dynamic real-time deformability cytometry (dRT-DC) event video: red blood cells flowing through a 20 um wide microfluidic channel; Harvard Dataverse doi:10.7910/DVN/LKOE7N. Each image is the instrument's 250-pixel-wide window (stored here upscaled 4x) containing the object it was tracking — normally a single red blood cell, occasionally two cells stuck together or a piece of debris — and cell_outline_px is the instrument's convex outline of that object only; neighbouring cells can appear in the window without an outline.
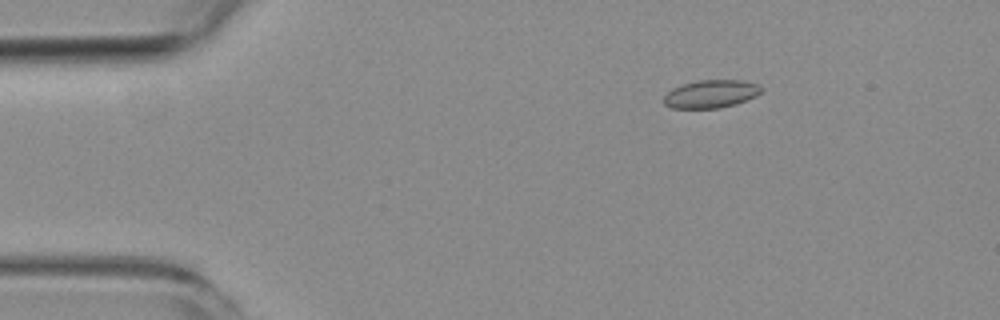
{"species": "common noctule bat (a hibernating species)", "species_latin": "Nyctalus noctula", "temperature_condition": "room temperature", "stored_images_in_passage": 5, "camera_frame_rate_fps": 3000, "um_per_image_px": 0.085, "animal": {"sex": "female", "body_mass_g": 19.3, "forearm_length_mm": 54.1}, "frame": {"image": 1, "passage_image": 3, "time_ms": 2.333, "image_size_px": [1000, 320], "cell_outline_px": [[764, 92], [756, 96], [736, 104], [720, 108], [672, 108], [664, 104], [664, 96], [672, 88], [684, 84], [700, 80], [740, 80], [756, 84], [764, 88]], "centroid_in_image_um": [60.46, 7.99], "position_along_channel_um": 24.5, "area_um2": 15.9}}